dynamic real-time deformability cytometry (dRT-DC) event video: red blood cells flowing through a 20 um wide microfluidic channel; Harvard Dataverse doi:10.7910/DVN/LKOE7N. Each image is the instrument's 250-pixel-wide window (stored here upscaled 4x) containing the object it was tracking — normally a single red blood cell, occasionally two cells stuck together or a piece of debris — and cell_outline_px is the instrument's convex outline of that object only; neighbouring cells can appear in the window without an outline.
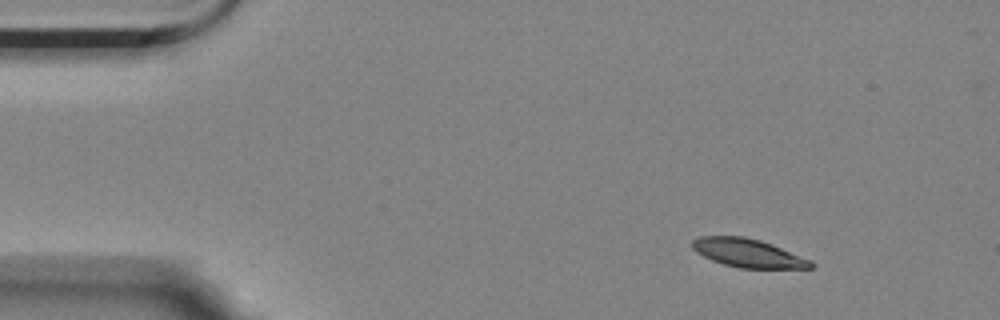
{"species": "Egyptian fruit bat (a non-hibernating species)", "species_latin": "Rousettus aegyptiacus", "temperature_condition": "room temperature", "stored_images_in_passage": 52, "camera_frame_rate_fps": 3000, "um_per_image_px": 0.085, "animal": {"sex": "female"}, "frame": {"image": 1, "passage_image": 1, "time_ms": 0.0, "image_size_px": [1000, 320], "cell_outline_px": [[816, 264], [812, 268], [740, 268], [724, 264], [712, 260], [696, 252], [692, 248], [692, 240], [700, 236], [744, 236], [760, 240], [772, 244], [812, 260]], "centroid_in_image_um": [63.6, 21.51], "position_along_channel_um": 21.4, "area_um2": 19.71}}
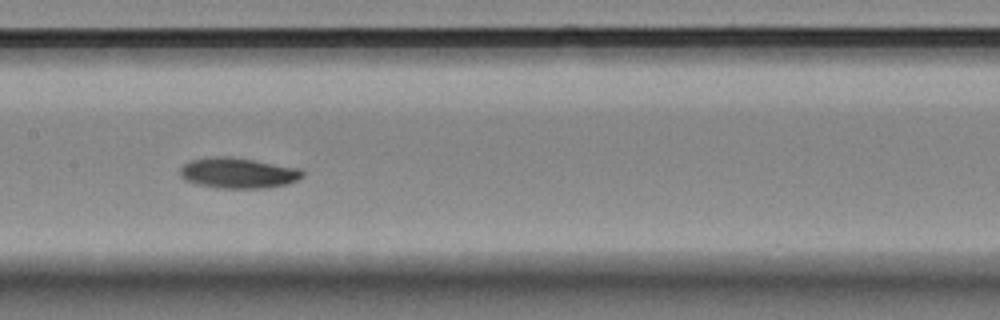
{"frame": {"image": 2, "passage_image": 22, "time_ms": 7.0, "image_size_px": [1000, 320], "cell_outline_px": [[304, 176], [288, 184], [268, 188], [220, 188], [196, 184], [184, 180], [180, 176], [180, 168], [188, 160], [212, 156], [228, 156], [300, 168], [304, 172]], "centroid_in_image_um": [20.21, 14.7], "position_along_channel_um": 187.2, "area_um2": 21.96}}
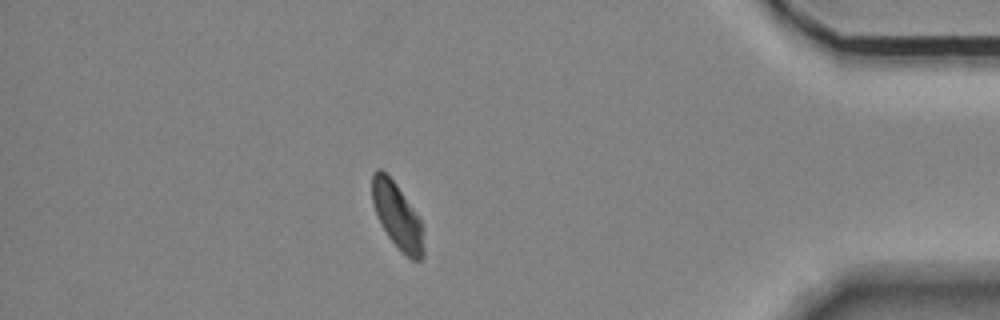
{"frame": {"image": 3, "passage_image": 44, "time_ms": 14.333, "image_size_px": [1000, 320], "cell_outline_px": [[424, 256], [420, 260], [412, 260], [388, 236], [380, 224], [376, 216], [372, 204], [372, 172], [376, 168], [380, 168], [396, 184], [420, 220], [424, 228]], "centroid_in_image_um": [33.76, 18.34], "position_along_channel_um": 401.4, "area_um2": 19.59}, "authors_computed_cell_mechanics": {"area_um2": 20.9525, "velocity_mm_per_s": 3.4685, "shape_relaxation_time_tau1_ms": 3.9439, "shape_relaxation_time_tau2_ms": null, "deformation_change_tau1": 0.0999, "deformation_change_tau2": null}}